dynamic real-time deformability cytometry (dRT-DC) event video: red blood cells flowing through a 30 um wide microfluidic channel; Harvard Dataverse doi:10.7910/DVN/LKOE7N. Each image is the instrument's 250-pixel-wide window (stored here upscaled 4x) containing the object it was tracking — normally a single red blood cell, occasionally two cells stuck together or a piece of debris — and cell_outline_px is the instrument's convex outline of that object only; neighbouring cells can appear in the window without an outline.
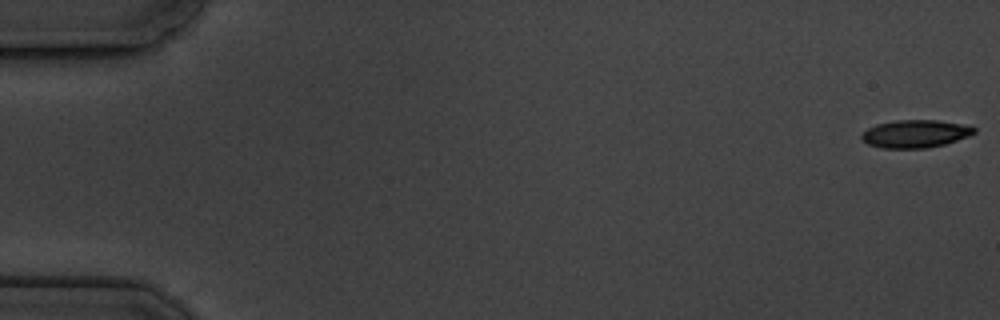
{"species": "common noctule bat (a hibernating species)", "species_latin": "Nyctalus noctula", "temperature_condition": "cold", "stored_images_in_passage": 16, "camera_frame_rate_fps": 3000, "um_per_image_px": 0.085, "animal": {"sex": "male", "body_mass_g": 19.5, "forearm_length_mm": 54.6}, "frame": {"image": 1, "passage_image": 1, "time_ms": 0.0, "image_size_px": [1000, 320], "cell_outline_px": [[976, 132], [968, 136], [944, 144], [928, 148], [880, 148], [868, 144], [860, 136], [868, 128], [876, 124], [896, 120], [936, 120], [960, 124], [976, 128]], "centroid_in_image_um": [77.78, 11.37], "position_along_channel_um": 7.2, "area_um2": 18.03}}
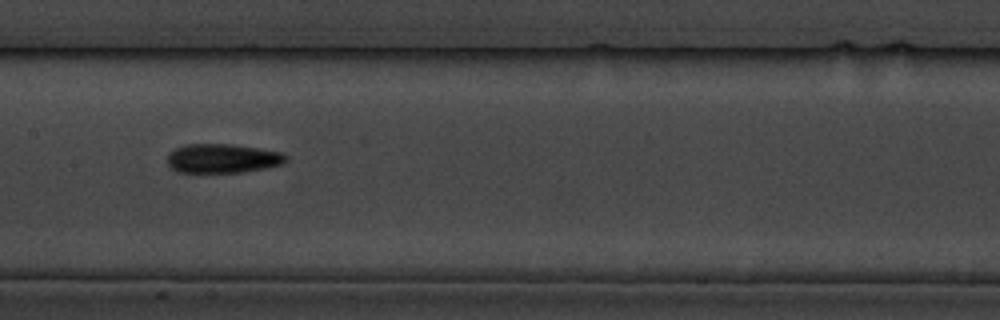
{"frame": {"image": 2, "passage_image": 9, "time_ms": 9.333, "image_size_px": [1000, 320], "cell_outline_px": [[288, 160], [284, 164], [244, 172], [176, 172], [168, 164], [168, 156], [176, 148], [184, 144], [228, 144], [256, 148], [280, 152], [288, 156]], "centroid_in_image_um": [18.94, 13.47], "position_along_channel_um": 188.5, "area_um2": 20.0}}
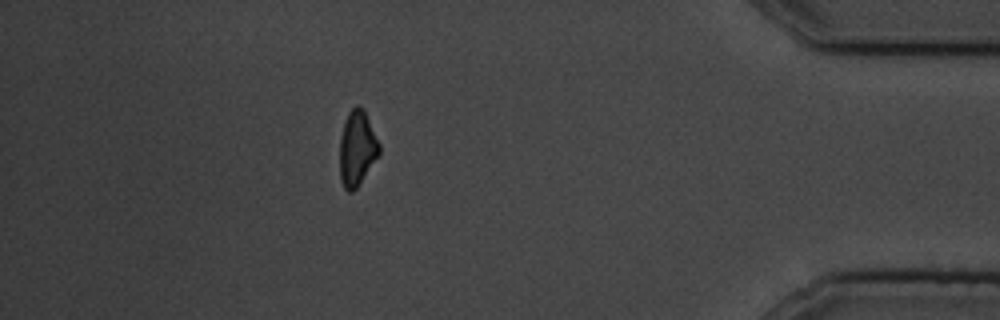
{"frame": {"image": 3, "passage_image": 15, "time_ms": 16.667, "image_size_px": [1000, 320], "cell_outline_px": [[380, 152], [356, 188], [352, 192], [348, 192], [344, 188], [340, 180], [340, 136], [344, 120], [348, 112], [356, 104], [364, 108], [380, 144]], "centroid_in_image_um": [30.33, 12.56], "position_along_channel_um": 404.9, "area_um2": 17.34}, "authors_computed_cell_mechanics": {"area_um2": 19.1607, "velocity_mm_per_s": 3.5408, "shape_relaxation_time_tau1_ms": 5.5436, "shape_relaxation_time_tau2_ms": null, "deformation_change_tau1": 0.1357, "deformation_change_tau2": null}}